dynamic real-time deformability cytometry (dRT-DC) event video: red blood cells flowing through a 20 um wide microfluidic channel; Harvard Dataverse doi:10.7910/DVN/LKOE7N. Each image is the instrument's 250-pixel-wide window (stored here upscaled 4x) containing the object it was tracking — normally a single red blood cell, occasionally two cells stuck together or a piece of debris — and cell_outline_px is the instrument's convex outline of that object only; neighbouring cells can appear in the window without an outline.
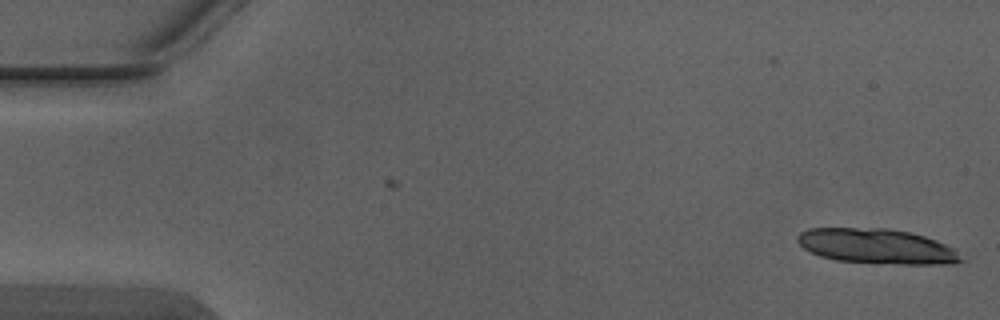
{"species": "Egyptian fruit bat (a non-hibernating species)", "species_latin": "Rousettus aegyptiacus", "temperature_condition": "warm", "stored_images_in_passage": 2, "camera_frame_rate_fps": 3000, "um_per_image_px": 0.085, "animal": {"sex": "male"}, "frame": {"image": 1, "passage_image": 2, "time_ms": 0.333, "image_size_px": [1000, 320], "cell_outline_px": [[968, 260], [952, 264], [900, 264], [836, 260], [820, 256], [804, 248], [796, 240], [796, 236], [800, 232], [808, 228], [888, 228], [912, 232], [936, 240], [956, 248]], "centroid_in_image_um": [74.62, 20.93], "position_along_channel_um": 10.4, "area_um2": 33.76}}